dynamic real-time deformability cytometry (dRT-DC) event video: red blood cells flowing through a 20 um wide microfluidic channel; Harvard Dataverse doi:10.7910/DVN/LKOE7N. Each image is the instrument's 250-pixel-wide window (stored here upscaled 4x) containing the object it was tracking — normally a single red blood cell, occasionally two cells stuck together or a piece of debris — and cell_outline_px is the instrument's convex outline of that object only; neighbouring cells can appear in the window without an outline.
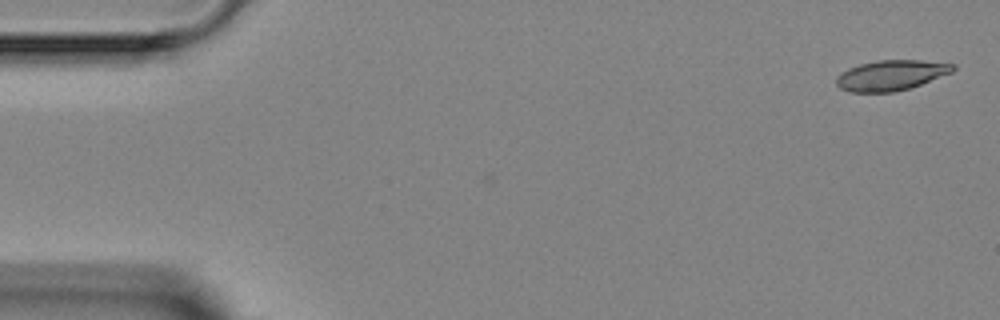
{"species": "Egyptian fruit bat (a non-hibernating species)", "species_latin": "Rousettus aegyptiacus", "temperature_condition": "room temperature", "stored_images_in_passage": 5, "camera_frame_rate_fps": 3000, "um_per_image_px": 0.085, "animal": {"sex": "female"}, "frame": {"image": 1, "passage_image": 1, "time_ms": 0.0, "image_size_px": [1000, 320], "cell_outline_px": [[956, 68], [952, 72], [920, 84], [908, 88], [892, 92], [848, 92], [840, 88], [836, 84], [836, 76], [840, 72], [848, 68], [860, 64], [880, 60], [920, 60], [956, 64]], "centroid_in_image_um": [75.71, 6.39], "position_along_channel_um": 9.3, "area_um2": 20.52}}